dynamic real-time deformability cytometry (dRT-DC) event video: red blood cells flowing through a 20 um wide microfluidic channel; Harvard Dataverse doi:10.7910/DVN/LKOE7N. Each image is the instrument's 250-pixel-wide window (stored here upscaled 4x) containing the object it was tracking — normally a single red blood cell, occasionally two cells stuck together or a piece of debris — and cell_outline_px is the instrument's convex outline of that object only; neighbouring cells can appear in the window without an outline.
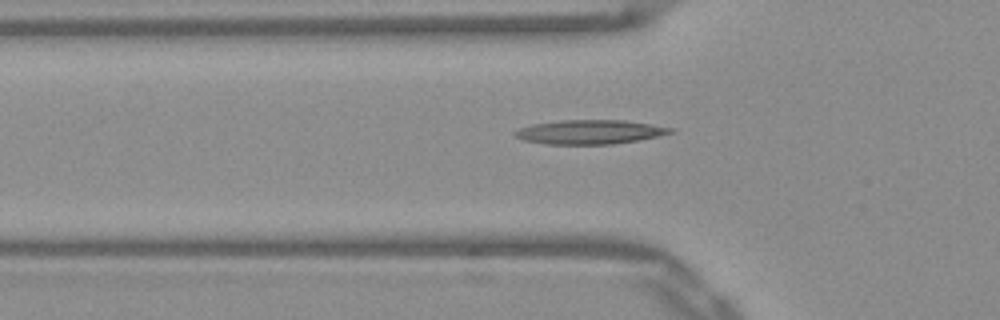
{"species": "Egyptian fruit bat (a non-hibernating species)", "species_latin": "Rousettus aegyptiacus", "temperature_condition": "warm", "stored_images_in_passage": 41, "camera_frame_rate_fps": 3000, "um_per_image_px": 0.085, "frame": {"image": 1, "passage_image": 12, "time_ms": 3.667, "image_size_px": [1000, 320], "cell_outline_px": [[676, 132], [636, 140], [612, 144], [548, 144], [524, 140], [516, 136], [512, 132], [520, 128], [532, 124], [560, 120], [624, 120], [676, 128]], "centroid_in_image_um": [50.15, 11.21], "position_along_channel_um": 75.7, "area_um2": 21.79}}
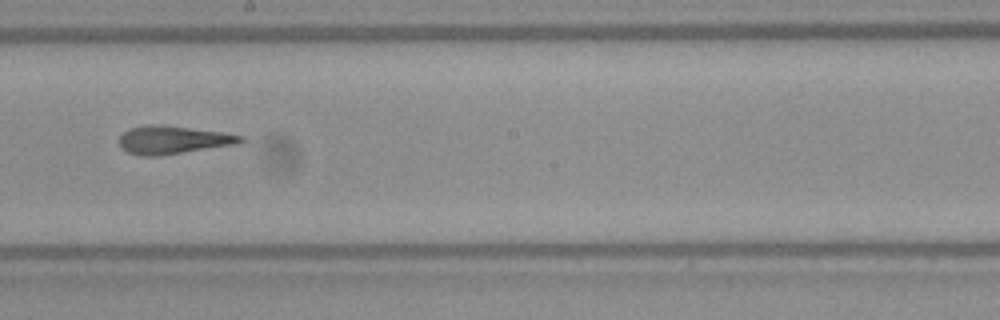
{"frame": {"image": 2, "passage_image": 24, "time_ms": 7.667, "image_size_px": [1000, 320], "cell_outline_px": [[244, 140], [232, 144], [160, 156], [140, 156], [128, 152], [120, 148], [120, 136], [128, 128], [144, 124], [160, 124], [220, 132], [244, 136]], "centroid_in_image_um": [14.6, 11.88], "position_along_channel_um": 233.6, "area_um2": 19.65}}
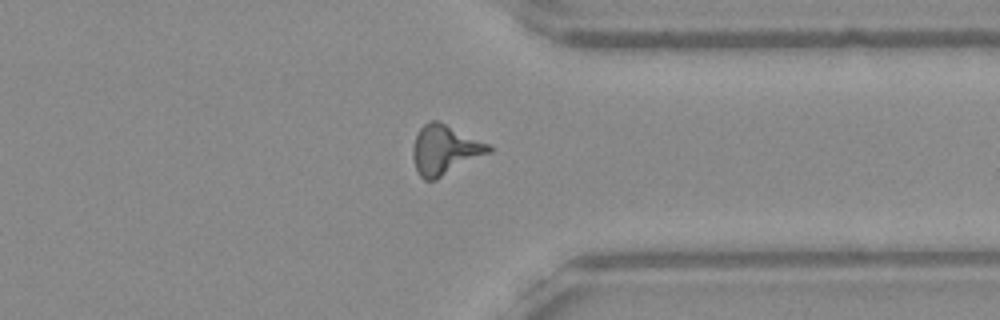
{"frame": {"image": 3, "passage_image": 35, "time_ms": 11.333, "image_size_px": [1000, 320], "cell_outline_px": [[492, 152], [436, 180], [424, 180], [420, 176], [416, 168], [412, 156], [412, 148], [416, 136], [420, 128], [424, 124], [432, 120], [436, 120], [488, 144], [492, 148]], "centroid_in_image_um": [37.79, 12.77], "position_along_channel_um": 373.6, "area_um2": 21.68}, "authors_computed_cell_mechanics": {"area_um2": 19.8254, "velocity_mm_per_s": 3.9135, "shape_relaxation_time_tau1_ms": null, "shape_relaxation_time_tau2_ms": 2.618, "deformation_change_tau1": null, "deformation_change_tau2": 0.1517}}